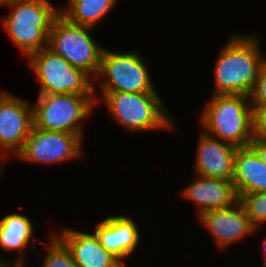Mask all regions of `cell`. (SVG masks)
<instances>
[{
    "label": "cell",
    "mask_w": 266,
    "mask_h": 267,
    "mask_svg": "<svg viewBox=\"0 0 266 267\" xmlns=\"http://www.w3.org/2000/svg\"><path fill=\"white\" fill-rule=\"evenodd\" d=\"M260 37L255 33L230 35L220 47L214 61L211 95H242L249 97L266 55Z\"/></svg>",
    "instance_id": "1"
},
{
    "label": "cell",
    "mask_w": 266,
    "mask_h": 267,
    "mask_svg": "<svg viewBox=\"0 0 266 267\" xmlns=\"http://www.w3.org/2000/svg\"><path fill=\"white\" fill-rule=\"evenodd\" d=\"M94 93L96 106L103 104L110 116L109 118L129 133L156 130L174 132L178 128V121L169 112L159 93Z\"/></svg>",
    "instance_id": "2"
},
{
    "label": "cell",
    "mask_w": 266,
    "mask_h": 267,
    "mask_svg": "<svg viewBox=\"0 0 266 267\" xmlns=\"http://www.w3.org/2000/svg\"><path fill=\"white\" fill-rule=\"evenodd\" d=\"M10 13L2 18V27L7 36L28 58L48 46V34L60 7L49 0H10L2 5Z\"/></svg>",
    "instance_id": "3"
},
{
    "label": "cell",
    "mask_w": 266,
    "mask_h": 267,
    "mask_svg": "<svg viewBox=\"0 0 266 267\" xmlns=\"http://www.w3.org/2000/svg\"><path fill=\"white\" fill-rule=\"evenodd\" d=\"M199 114L202 131L236 147L252 141L253 108L242 95H211Z\"/></svg>",
    "instance_id": "4"
},
{
    "label": "cell",
    "mask_w": 266,
    "mask_h": 267,
    "mask_svg": "<svg viewBox=\"0 0 266 267\" xmlns=\"http://www.w3.org/2000/svg\"><path fill=\"white\" fill-rule=\"evenodd\" d=\"M140 52L132 49L116 52L105 47L94 79V92L158 93L147 58Z\"/></svg>",
    "instance_id": "5"
},
{
    "label": "cell",
    "mask_w": 266,
    "mask_h": 267,
    "mask_svg": "<svg viewBox=\"0 0 266 267\" xmlns=\"http://www.w3.org/2000/svg\"><path fill=\"white\" fill-rule=\"evenodd\" d=\"M36 97L32 104L34 127L78 134L85 139L83 122L94 113L95 95L38 94Z\"/></svg>",
    "instance_id": "6"
},
{
    "label": "cell",
    "mask_w": 266,
    "mask_h": 267,
    "mask_svg": "<svg viewBox=\"0 0 266 267\" xmlns=\"http://www.w3.org/2000/svg\"><path fill=\"white\" fill-rule=\"evenodd\" d=\"M93 29L95 28L69 22L59 14L49 31L47 48L95 79L105 47L95 40Z\"/></svg>",
    "instance_id": "7"
},
{
    "label": "cell",
    "mask_w": 266,
    "mask_h": 267,
    "mask_svg": "<svg viewBox=\"0 0 266 267\" xmlns=\"http://www.w3.org/2000/svg\"><path fill=\"white\" fill-rule=\"evenodd\" d=\"M27 61L39 82L38 94L95 95L94 79L47 47L32 53Z\"/></svg>",
    "instance_id": "8"
},
{
    "label": "cell",
    "mask_w": 266,
    "mask_h": 267,
    "mask_svg": "<svg viewBox=\"0 0 266 267\" xmlns=\"http://www.w3.org/2000/svg\"><path fill=\"white\" fill-rule=\"evenodd\" d=\"M83 139L78 134L32 127L16 160L47 166L80 160L85 156Z\"/></svg>",
    "instance_id": "9"
},
{
    "label": "cell",
    "mask_w": 266,
    "mask_h": 267,
    "mask_svg": "<svg viewBox=\"0 0 266 267\" xmlns=\"http://www.w3.org/2000/svg\"><path fill=\"white\" fill-rule=\"evenodd\" d=\"M33 127L32 103L9 91H0V165L22 149ZM11 154V155H10Z\"/></svg>",
    "instance_id": "10"
},
{
    "label": "cell",
    "mask_w": 266,
    "mask_h": 267,
    "mask_svg": "<svg viewBox=\"0 0 266 267\" xmlns=\"http://www.w3.org/2000/svg\"><path fill=\"white\" fill-rule=\"evenodd\" d=\"M197 221L206 228L213 237L215 245L222 252L245 236L259 233L238 201L229 208L207 211L201 214Z\"/></svg>",
    "instance_id": "11"
},
{
    "label": "cell",
    "mask_w": 266,
    "mask_h": 267,
    "mask_svg": "<svg viewBox=\"0 0 266 267\" xmlns=\"http://www.w3.org/2000/svg\"><path fill=\"white\" fill-rule=\"evenodd\" d=\"M93 232L102 247L128 267L126 259L136 253L142 239L137 222L127 215L112 214L97 222Z\"/></svg>",
    "instance_id": "12"
},
{
    "label": "cell",
    "mask_w": 266,
    "mask_h": 267,
    "mask_svg": "<svg viewBox=\"0 0 266 267\" xmlns=\"http://www.w3.org/2000/svg\"><path fill=\"white\" fill-rule=\"evenodd\" d=\"M62 226V227H61ZM52 233L70 251L78 267H125L116 257L107 252L93 231H81L61 225Z\"/></svg>",
    "instance_id": "13"
},
{
    "label": "cell",
    "mask_w": 266,
    "mask_h": 267,
    "mask_svg": "<svg viewBox=\"0 0 266 267\" xmlns=\"http://www.w3.org/2000/svg\"><path fill=\"white\" fill-rule=\"evenodd\" d=\"M193 171L203 177L232 180L238 147L211 137L202 130L198 135Z\"/></svg>",
    "instance_id": "14"
},
{
    "label": "cell",
    "mask_w": 266,
    "mask_h": 267,
    "mask_svg": "<svg viewBox=\"0 0 266 267\" xmlns=\"http://www.w3.org/2000/svg\"><path fill=\"white\" fill-rule=\"evenodd\" d=\"M21 212L7 213L0 219V248L6 253H15L8 259V267H25L28 252L36 247V224ZM35 241V242H34Z\"/></svg>",
    "instance_id": "15"
},
{
    "label": "cell",
    "mask_w": 266,
    "mask_h": 267,
    "mask_svg": "<svg viewBox=\"0 0 266 267\" xmlns=\"http://www.w3.org/2000/svg\"><path fill=\"white\" fill-rule=\"evenodd\" d=\"M195 176L196 179L181 190L180 198L195 203L196 219L207 211L229 208L238 201L232 180Z\"/></svg>",
    "instance_id": "16"
},
{
    "label": "cell",
    "mask_w": 266,
    "mask_h": 267,
    "mask_svg": "<svg viewBox=\"0 0 266 267\" xmlns=\"http://www.w3.org/2000/svg\"><path fill=\"white\" fill-rule=\"evenodd\" d=\"M232 182L238 197L266 192V165L250 146L237 148Z\"/></svg>",
    "instance_id": "17"
},
{
    "label": "cell",
    "mask_w": 266,
    "mask_h": 267,
    "mask_svg": "<svg viewBox=\"0 0 266 267\" xmlns=\"http://www.w3.org/2000/svg\"><path fill=\"white\" fill-rule=\"evenodd\" d=\"M60 14L74 24L96 28L108 14L115 10L120 0H65ZM115 7V8H114Z\"/></svg>",
    "instance_id": "18"
},
{
    "label": "cell",
    "mask_w": 266,
    "mask_h": 267,
    "mask_svg": "<svg viewBox=\"0 0 266 267\" xmlns=\"http://www.w3.org/2000/svg\"><path fill=\"white\" fill-rule=\"evenodd\" d=\"M48 240L49 241L43 243L44 247L39 249V251H43L44 248L46 250L39 267H78L75 264L70 251L51 232V230Z\"/></svg>",
    "instance_id": "19"
},
{
    "label": "cell",
    "mask_w": 266,
    "mask_h": 267,
    "mask_svg": "<svg viewBox=\"0 0 266 267\" xmlns=\"http://www.w3.org/2000/svg\"><path fill=\"white\" fill-rule=\"evenodd\" d=\"M238 202L245 209L246 216L256 230H265L266 192L242 194L238 197Z\"/></svg>",
    "instance_id": "20"
},
{
    "label": "cell",
    "mask_w": 266,
    "mask_h": 267,
    "mask_svg": "<svg viewBox=\"0 0 266 267\" xmlns=\"http://www.w3.org/2000/svg\"><path fill=\"white\" fill-rule=\"evenodd\" d=\"M252 108H266V61L262 65L255 86L251 91Z\"/></svg>",
    "instance_id": "21"
},
{
    "label": "cell",
    "mask_w": 266,
    "mask_h": 267,
    "mask_svg": "<svg viewBox=\"0 0 266 267\" xmlns=\"http://www.w3.org/2000/svg\"><path fill=\"white\" fill-rule=\"evenodd\" d=\"M252 140L266 141V108H253Z\"/></svg>",
    "instance_id": "22"
},
{
    "label": "cell",
    "mask_w": 266,
    "mask_h": 267,
    "mask_svg": "<svg viewBox=\"0 0 266 267\" xmlns=\"http://www.w3.org/2000/svg\"><path fill=\"white\" fill-rule=\"evenodd\" d=\"M249 146L257 153L259 158L266 165V141L252 140Z\"/></svg>",
    "instance_id": "23"
},
{
    "label": "cell",
    "mask_w": 266,
    "mask_h": 267,
    "mask_svg": "<svg viewBox=\"0 0 266 267\" xmlns=\"http://www.w3.org/2000/svg\"><path fill=\"white\" fill-rule=\"evenodd\" d=\"M260 251L263 254V264L262 267H266V236L262 239Z\"/></svg>",
    "instance_id": "24"
},
{
    "label": "cell",
    "mask_w": 266,
    "mask_h": 267,
    "mask_svg": "<svg viewBox=\"0 0 266 267\" xmlns=\"http://www.w3.org/2000/svg\"><path fill=\"white\" fill-rule=\"evenodd\" d=\"M8 1H10V0H0V7H1L3 4H5L6 2H8Z\"/></svg>",
    "instance_id": "25"
}]
</instances>
